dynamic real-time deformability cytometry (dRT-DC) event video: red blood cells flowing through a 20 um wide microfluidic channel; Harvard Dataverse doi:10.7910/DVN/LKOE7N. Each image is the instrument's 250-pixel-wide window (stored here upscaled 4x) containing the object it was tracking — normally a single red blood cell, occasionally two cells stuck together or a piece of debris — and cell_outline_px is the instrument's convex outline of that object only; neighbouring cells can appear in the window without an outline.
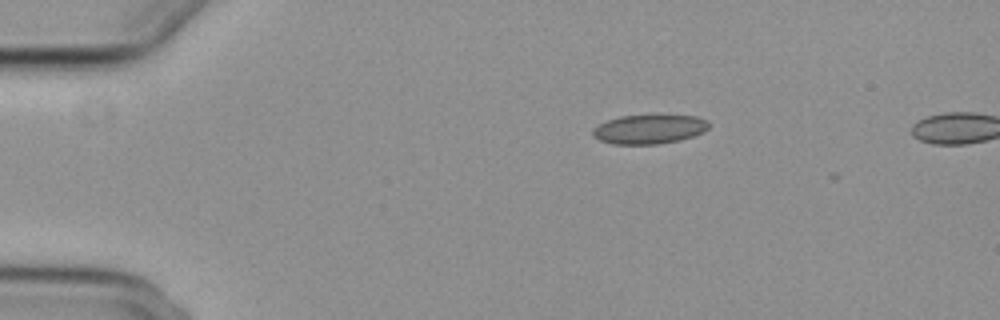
{"species": "common noctule bat (a hibernating species)", "species_latin": "Nyctalus noctula", "temperature_condition": "cold", "stored_images_in_passage": 46, "camera_frame_rate_fps": 3000, "um_per_image_px": 0.085, "animal": {"sex": "female", "body_mass_g": 29.2, "forearm_length_mm": 56.3}, "frame": {"image": 1, "passage_image": 2, "time_ms": 0.333, "image_size_px": [1000, 320], "cell_outline_px": [[708, 128], [704, 132], [680, 140], [656, 144], [612, 144], [600, 140], [592, 136], [592, 128], [608, 120], [620, 116], [696, 116], [708, 120]], "centroid_in_image_um": [55.16, 10.99], "position_along_channel_um": 29.8, "area_um2": 19.54}}
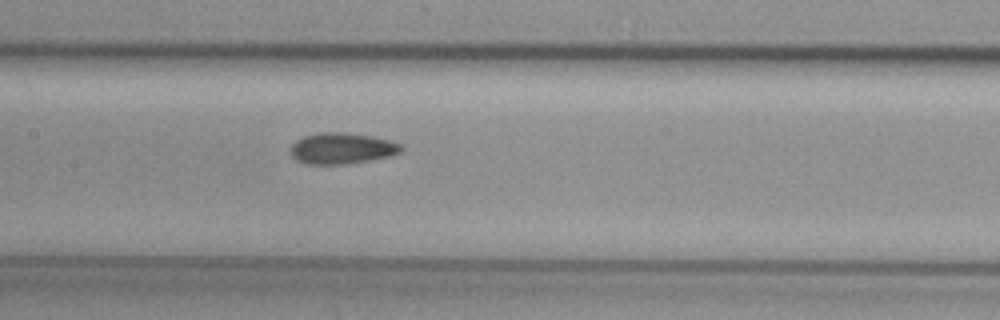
{"frame": {"image": 2, "passage_image": 19, "time_ms": 6.0, "image_size_px": [1000, 320], "cell_outline_px": [[404, 148], [400, 152], [388, 156], [368, 160], [344, 164], [308, 164], [296, 160], [292, 156], [292, 144], [296, 140], [304, 136], [320, 132], [344, 132], [372, 136], [388, 140], [400, 144]], "centroid_in_image_um": [29.04, 12.6], "position_along_channel_um": 178.4, "area_um2": 19.83}}
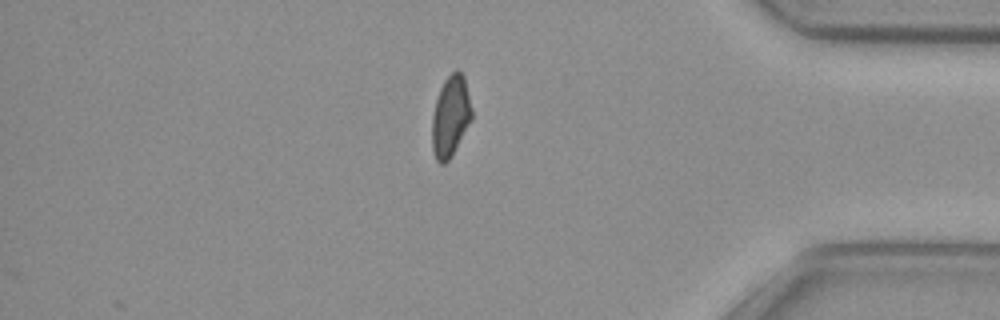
{"frame": {"image": 3, "passage_image": 39, "time_ms": 12.667, "image_size_px": [1000, 320], "cell_outline_px": [[472, 120], [448, 160], [444, 164], [440, 164], [436, 160], [432, 148], [432, 116], [436, 100], [440, 88], [444, 80], [456, 68], [464, 76], [472, 108]], "centroid_in_image_um": [38.29, 9.87], "position_along_channel_um": 396.9, "area_um2": 18.67}}